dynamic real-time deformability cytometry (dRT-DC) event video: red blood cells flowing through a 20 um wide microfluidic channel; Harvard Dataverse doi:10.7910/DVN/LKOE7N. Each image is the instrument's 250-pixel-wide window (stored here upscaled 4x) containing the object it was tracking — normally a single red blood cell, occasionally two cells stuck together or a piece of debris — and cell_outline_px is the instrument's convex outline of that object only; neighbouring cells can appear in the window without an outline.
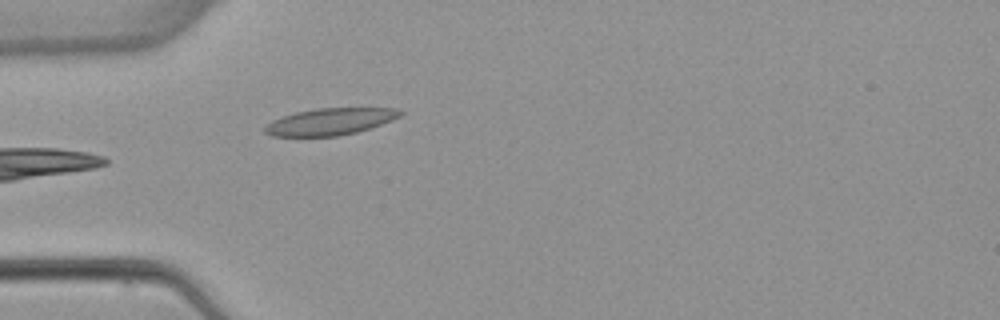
{"species": "common noctule bat (a hibernating species)", "species_latin": "Nyctalus noctula", "temperature_condition": "warm", "stored_images_in_passage": 5, "camera_frame_rate_fps": 3000, "um_per_image_px": 0.085, "animal": {"sex": "female", "body_mass_g": 22.7, "forearm_length_mm": 54.2}, "frame": {"image": 1, "passage_image": 5, "time_ms": 5.0, "image_size_px": [1000, 320], "cell_outline_px": [[404, 112], [400, 116], [392, 120], [356, 132], [340, 136], [272, 136], [264, 132], [264, 128], [272, 120], [296, 112], [316, 108], [396, 108]], "centroid_in_image_um": [28.06, 10.33], "position_along_channel_um": 56.9, "area_um2": 20.98}}